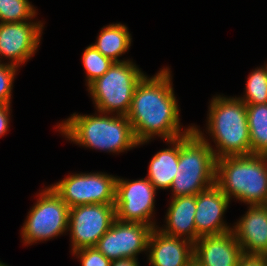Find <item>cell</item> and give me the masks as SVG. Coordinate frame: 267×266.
I'll return each instance as SVG.
<instances>
[{
	"label": "cell",
	"mask_w": 267,
	"mask_h": 266,
	"mask_svg": "<svg viewBox=\"0 0 267 266\" xmlns=\"http://www.w3.org/2000/svg\"><path fill=\"white\" fill-rule=\"evenodd\" d=\"M80 258L82 266H110L106 258L96 247H85L72 252Z\"/></svg>",
	"instance_id": "cell-25"
},
{
	"label": "cell",
	"mask_w": 267,
	"mask_h": 266,
	"mask_svg": "<svg viewBox=\"0 0 267 266\" xmlns=\"http://www.w3.org/2000/svg\"><path fill=\"white\" fill-rule=\"evenodd\" d=\"M42 29L40 22L0 23V56L11 59L10 65L20 66L38 49Z\"/></svg>",
	"instance_id": "cell-12"
},
{
	"label": "cell",
	"mask_w": 267,
	"mask_h": 266,
	"mask_svg": "<svg viewBox=\"0 0 267 266\" xmlns=\"http://www.w3.org/2000/svg\"><path fill=\"white\" fill-rule=\"evenodd\" d=\"M190 266H198V265H197L196 263L193 262Z\"/></svg>",
	"instance_id": "cell-30"
},
{
	"label": "cell",
	"mask_w": 267,
	"mask_h": 266,
	"mask_svg": "<svg viewBox=\"0 0 267 266\" xmlns=\"http://www.w3.org/2000/svg\"><path fill=\"white\" fill-rule=\"evenodd\" d=\"M35 14L28 0H0V23L29 21Z\"/></svg>",
	"instance_id": "cell-22"
},
{
	"label": "cell",
	"mask_w": 267,
	"mask_h": 266,
	"mask_svg": "<svg viewBox=\"0 0 267 266\" xmlns=\"http://www.w3.org/2000/svg\"><path fill=\"white\" fill-rule=\"evenodd\" d=\"M216 157L196 126L179 138L178 169L170 189L173 197L197 195L216 182Z\"/></svg>",
	"instance_id": "cell-4"
},
{
	"label": "cell",
	"mask_w": 267,
	"mask_h": 266,
	"mask_svg": "<svg viewBox=\"0 0 267 266\" xmlns=\"http://www.w3.org/2000/svg\"><path fill=\"white\" fill-rule=\"evenodd\" d=\"M246 82V97H238L246 105L267 103V64L255 69Z\"/></svg>",
	"instance_id": "cell-21"
},
{
	"label": "cell",
	"mask_w": 267,
	"mask_h": 266,
	"mask_svg": "<svg viewBox=\"0 0 267 266\" xmlns=\"http://www.w3.org/2000/svg\"><path fill=\"white\" fill-rule=\"evenodd\" d=\"M166 214V229H159L164 234L185 239L193 244L197 241L194 216L196 212V195L172 197Z\"/></svg>",
	"instance_id": "cell-17"
},
{
	"label": "cell",
	"mask_w": 267,
	"mask_h": 266,
	"mask_svg": "<svg viewBox=\"0 0 267 266\" xmlns=\"http://www.w3.org/2000/svg\"><path fill=\"white\" fill-rule=\"evenodd\" d=\"M246 108L251 154L267 155V103L249 104Z\"/></svg>",
	"instance_id": "cell-20"
},
{
	"label": "cell",
	"mask_w": 267,
	"mask_h": 266,
	"mask_svg": "<svg viewBox=\"0 0 267 266\" xmlns=\"http://www.w3.org/2000/svg\"><path fill=\"white\" fill-rule=\"evenodd\" d=\"M22 228L25 244L49 240L68 229L69 207L50 186L43 190Z\"/></svg>",
	"instance_id": "cell-7"
},
{
	"label": "cell",
	"mask_w": 267,
	"mask_h": 266,
	"mask_svg": "<svg viewBox=\"0 0 267 266\" xmlns=\"http://www.w3.org/2000/svg\"><path fill=\"white\" fill-rule=\"evenodd\" d=\"M104 114V116H103ZM60 131L76 144L109 152H124L140 145L126 116L73 114L58 124Z\"/></svg>",
	"instance_id": "cell-2"
},
{
	"label": "cell",
	"mask_w": 267,
	"mask_h": 266,
	"mask_svg": "<svg viewBox=\"0 0 267 266\" xmlns=\"http://www.w3.org/2000/svg\"><path fill=\"white\" fill-rule=\"evenodd\" d=\"M10 104H0V137L8 131Z\"/></svg>",
	"instance_id": "cell-27"
},
{
	"label": "cell",
	"mask_w": 267,
	"mask_h": 266,
	"mask_svg": "<svg viewBox=\"0 0 267 266\" xmlns=\"http://www.w3.org/2000/svg\"><path fill=\"white\" fill-rule=\"evenodd\" d=\"M157 229L153 228L148 240L149 263L152 266H190L194 262V244Z\"/></svg>",
	"instance_id": "cell-15"
},
{
	"label": "cell",
	"mask_w": 267,
	"mask_h": 266,
	"mask_svg": "<svg viewBox=\"0 0 267 266\" xmlns=\"http://www.w3.org/2000/svg\"><path fill=\"white\" fill-rule=\"evenodd\" d=\"M232 229L245 255H267V206L250 205Z\"/></svg>",
	"instance_id": "cell-16"
},
{
	"label": "cell",
	"mask_w": 267,
	"mask_h": 266,
	"mask_svg": "<svg viewBox=\"0 0 267 266\" xmlns=\"http://www.w3.org/2000/svg\"><path fill=\"white\" fill-rule=\"evenodd\" d=\"M156 189L147 179H116L115 213L122 222L141 223L155 228L153 217ZM150 221V222H149Z\"/></svg>",
	"instance_id": "cell-10"
},
{
	"label": "cell",
	"mask_w": 267,
	"mask_h": 266,
	"mask_svg": "<svg viewBox=\"0 0 267 266\" xmlns=\"http://www.w3.org/2000/svg\"><path fill=\"white\" fill-rule=\"evenodd\" d=\"M0 266H8L0 261Z\"/></svg>",
	"instance_id": "cell-29"
},
{
	"label": "cell",
	"mask_w": 267,
	"mask_h": 266,
	"mask_svg": "<svg viewBox=\"0 0 267 266\" xmlns=\"http://www.w3.org/2000/svg\"><path fill=\"white\" fill-rule=\"evenodd\" d=\"M167 142L173 147L161 150L153 156L146 177L156 190L169 189L178 169L179 138Z\"/></svg>",
	"instance_id": "cell-18"
},
{
	"label": "cell",
	"mask_w": 267,
	"mask_h": 266,
	"mask_svg": "<svg viewBox=\"0 0 267 266\" xmlns=\"http://www.w3.org/2000/svg\"><path fill=\"white\" fill-rule=\"evenodd\" d=\"M95 44H92L103 56L110 58L114 62L119 60L123 53L129 50L131 36L128 28L120 23L111 24L102 28Z\"/></svg>",
	"instance_id": "cell-19"
},
{
	"label": "cell",
	"mask_w": 267,
	"mask_h": 266,
	"mask_svg": "<svg viewBox=\"0 0 267 266\" xmlns=\"http://www.w3.org/2000/svg\"><path fill=\"white\" fill-rule=\"evenodd\" d=\"M143 72L130 60L114 62L108 71L88 85L98 112L126 116Z\"/></svg>",
	"instance_id": "cell-6"
},
{
	"label": "cell",
	"mask_w": 267,
	"mask_h": 266,
	"mask_svg": "<svg viewBox=\"0 0 267 266\" xmlns=\"http://www.w3.org/2000/svg\"><path fill=\"white\" fill-rule=\"evenodd\" d=\"M82 61L87 72V86L103 76L114 63L110 58L103 56L92 44L85 49Z\"/></svg>",
	"instance_id": "cell-23"
},
{
	"label": "cell",
	"mask_w": 267,
	"mask_h": 266,
	"mask_svg": "<svg viewBox=\"0 0 267 266\" xmlns=\"http://www.w3.org/2000/svg\"><path fill=\"white\" fill-rule=\"evenodd\" d=\"M116 219L115 204H86L69 208L72 252L95 247Z\"/></svg>",
	"instance_id": "cell-9"
},
{
	"label": "cell",
	"mask_w": 267,
	"mask_h": 266,
	"mask_svg": "<svg viewBox=\"0 0 267 266\" xmlns=\"http://www.w3.org/2000/svg\"><path fill=\"white\" fill-rule=\"evenodd\" d=\"M110 266H139L135 258L112 260Z\"/></svg>",
	"instance_id": "cell-28"
},
{
	"label": "cell",
	"mask_w": 267,
	"mask_h": 266,
	"mask_svg": "<svg viewBox=\"0 0 267 266\" xmlns=\"http://www.w3.org/2000/svg\"><path fill=\"white\" fill-rule=\"evenodd\" d=\"M152 230L153 228L146 224L115 219L95 247L111 261L123 258L137 259L138 253L148 250Z\"/></svg>",
	"instance_id": "cell-11"
},
{
	"label": "cell",
	"mask_w": 267,
	"mask_h": 266,
	"mask_svg": "<svg viewBox=\"0 0 267 266\" xmlns=\"http://www.w3.org/2000/svg\"><path fill=\"white\" fill-rule=\"evenodd\" d=\"M243 251L233 231L203 236L194 243V263L198 266H237Z\"/></svg>",
	"instance_id": "cell-14"
},
{
	"label": "cell",
	"mask_w": 267,
	"mask_h": 266,
	"mask_svg": "<svg viewBox=\"0 0 267 266\" xmlns=\"http://www.w3.org/2000/svg\"><path fill=\"white\" fill-rule=\"evenodd\" d=\"M170 76L169 69L164 68L154 77L144 75L135 87L126 117L139 144L148 142L155 135L166 141L174 140L193 129L191 126L180 132L179 108Z\"/></svg>",
	"instance_id": "cell-1"
},
{
	"label": "cell",
	"mask_w": 267,
	"mask_h": 266,
	"mask_svg": "<svg viewBox=\"0 0 267 266\" xmlns=\"http://www.w3.org/2000/svg\"><path fill=\"white\" fill-rule=\"evenodd\" d=\"M237 266H267V255H243Z\"/></svg>",
	"instance_id": "cell-26"
},
{
	"label": "cell",
	"mask_w": 267,
	"mask_h": 266,
	"mask_svg": "<svg viewBox=\"0 0 267 266\" xmlns=\"http://www.w3.org/2000/svg\"><path fill=\"white\" fill-rule=\"evenodd\" d=\"M208 117V132L218 150L216 159L226 156L250 155L251 143L246 104L239 98L214 97Z\"/></svg>",
	"instance_id": "cell-5"
},
{
	"label": "cell",
	"mask_w": 267,
	"mask_h": 266,
	"mask_svg": "<svg viewBox=\"0 0 267 266\" xmlns=\"http://www.w3.org/2000/svg\"><path fill=\"white\" fill-rule=\"evenodd\" d=\"M17 67L0 63V104H10L11 89Z\"/></svg>",
	"instance_id": "cell-24"
},
{
	"label": "cell",
	"mask_w": 267,
	"mask_h": 266,
	"mask_svg": "<svg viewBox=\"0 0 267 266\" xmlns=\"http://www.w3.org/2000/svg\"><path fill=\"white\" fill-rule=\"evenodd\" d=\"M215 184L231 199L267 203V155L226 156L216 161Z\"/></svg>",
	"instance_id": "cell-3"
},
{
	"label": "cell",
	"mask_w": 267,
	"mask_h": 266,
	"mask_svg": "<svg viewBox=\"0 0 267 266\" xmlns=\"http://www.w3.org/2000/svg\"><path fill=\"white\" fill-rule=\"evenodd\" d=\"M229 202L230 199L216 184L196 195L194 221L197 240L203 236L219 235L233 229L222 219Z\"/></svg>",
	"instance_id": "cell-13"
},
{
	"label": "cell",
	"mask_w": 267,
	"mask_h": 266,
	"mask_svg": "<svg viewBox=\"0 0 267 266\" xmlns=\"http://www.w3.org/2000/svg\"><path fill=\"white\" fill-rule=\"evenodd\" d=\"M116 179L103 173H82L52 185L69 208L86 204H115Z\"/></svg>",
	"instance_id": "cell-8"
}]
</instances>
